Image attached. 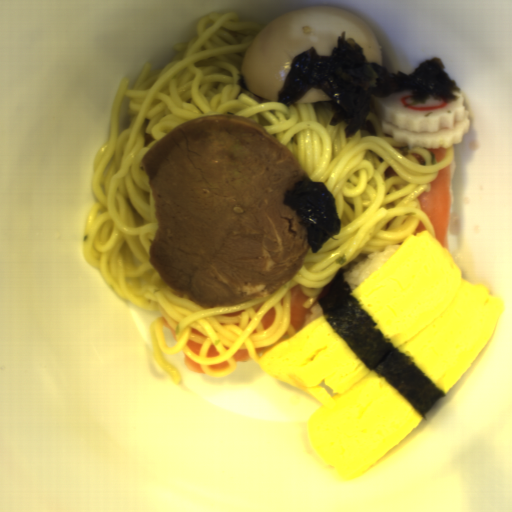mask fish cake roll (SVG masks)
I'll return each mask as SVG.
<instances>
[{
  "mask_svg": "<svg viewBox=\"0 0 512 512\" xmlns=\"http://www.w3.org/2000/svg\"><path fill=\"white\" fill-rule=\"evenodd\" d=\"M371 106L380 132L404 143L409 151L460 145L471 127L460 92L456 102L449 104L413 103L409 92H394L388 98H374Z\"/></svg>",
  "mask_w": 512,
  "mask_h": 512,
  "instance_id": "obj_1",
  "label": "fish cake roll"
}]
</instances>
